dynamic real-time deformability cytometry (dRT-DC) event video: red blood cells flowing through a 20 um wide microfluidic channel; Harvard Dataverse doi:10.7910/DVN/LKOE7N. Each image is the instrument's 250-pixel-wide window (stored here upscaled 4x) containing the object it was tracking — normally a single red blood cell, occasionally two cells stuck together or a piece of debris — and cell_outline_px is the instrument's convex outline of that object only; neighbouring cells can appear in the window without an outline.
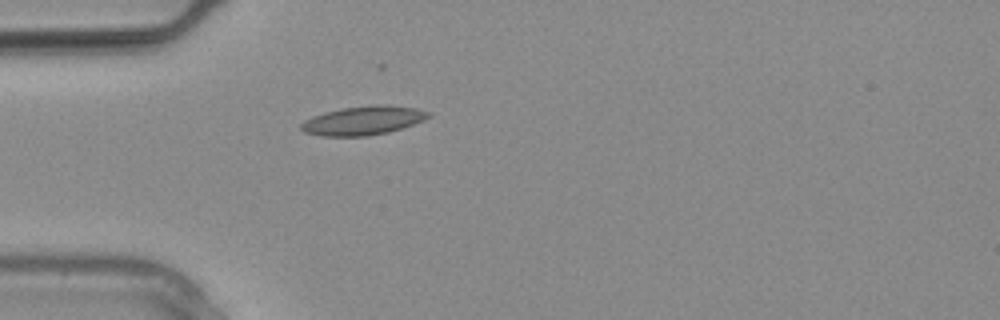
{"species": "common noctule bat (a hibernating species)", "species_latin": "Nyctalus noctula", "temperature_condition": "warm", "stored_images_in_passage": 21, "camera_frame_rate_fps": 3000, "um_per_image_px": 0.085, "animal": {"sex": "male", "body_mass_g": 20.4}, "frame": {"image": 1, "passage_image": 1, "time_ms": 0.0, "image_size_px": [1000, 320], "cell_outline_px": [[432, 116], [424, 120], [388, 132], [368, 136], [320, 136], [304, 132], [300, 128], [300, 124], [304, 120], [312, 116], [324, 112], [344, 108], [372, 104], [388, 104], [416, 108], [432, 112]], "centroid_in_image_um": [30.88, 10.23], "position_along_channel_um": 54.1, "area_um2": 21.62}}
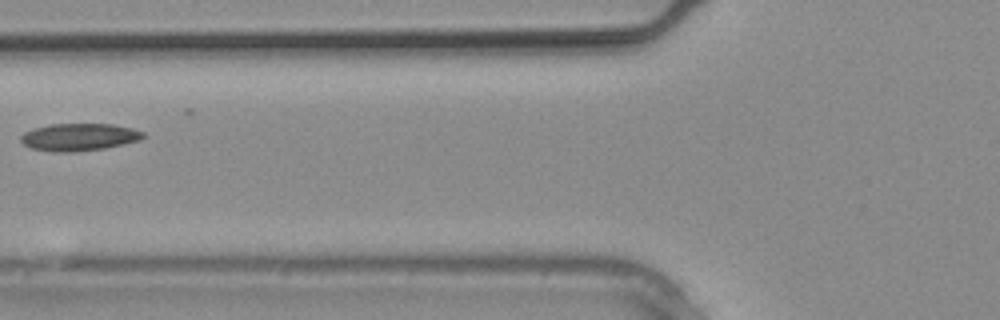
{"frame": {"image": 2, "passage_image": 4, "time_ms": 1.0, "image_size_px": [1000, 320], "cell_outline_px": [[148, 136], [140, 140], [124, 144], [104, 148], [76, 152], [52, 152], [32, 148], [24, 144], [20, 140], [20, 136], [24, 132], [32, 128], [52, 124], [112, 124], [132, 128], [144, 132]], "centroid_in_image_um": [6.74, 11.65], "position_along_channel_um": 119.1, "area_um2": 19.71}}